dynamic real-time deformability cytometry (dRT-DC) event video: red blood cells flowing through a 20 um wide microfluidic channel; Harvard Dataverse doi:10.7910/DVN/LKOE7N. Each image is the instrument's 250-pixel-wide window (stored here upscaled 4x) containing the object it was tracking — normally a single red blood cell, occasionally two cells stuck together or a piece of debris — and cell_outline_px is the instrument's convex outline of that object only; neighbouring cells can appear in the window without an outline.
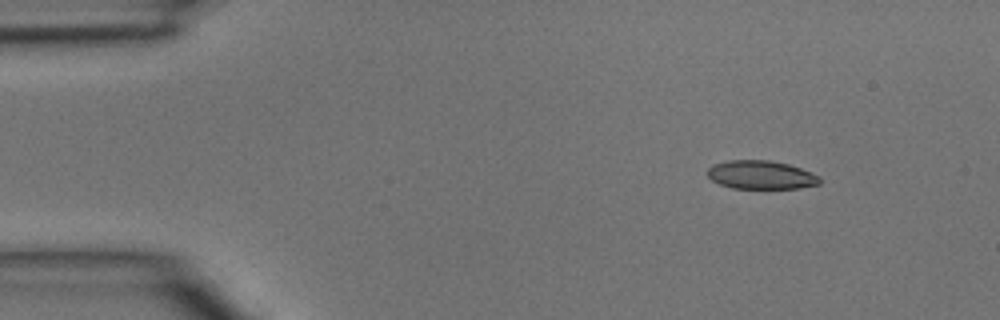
{"species": "common noctule bat (a hibernating species)", "species_latin": "Nyctalus noctula", "temperature_condition": "room temperature", "stored_images_in_passage": 41, "camera_frame_rate_fps": 3000, "um_per_image_px": 0.085, "animal": {"sex": "male", "body_mass_g": 15.6}, "frame": {"image": 1, "passage_image": 2, "time_ms": 0.333, "image_size_px": [1000, 320], "cell_outline_px": [[820, 184], [800, 188], [732, 188], [720, 184], [712, 180], [708, 176], [708, 168], [712, 164], [728, 160], [768, 160], [788, 164], [800, 168], [820, 176]], "centroid_in_image_um": [64.68, 14.86], "position_along_channel_um": 20.3, "area_um2": 18.61}}
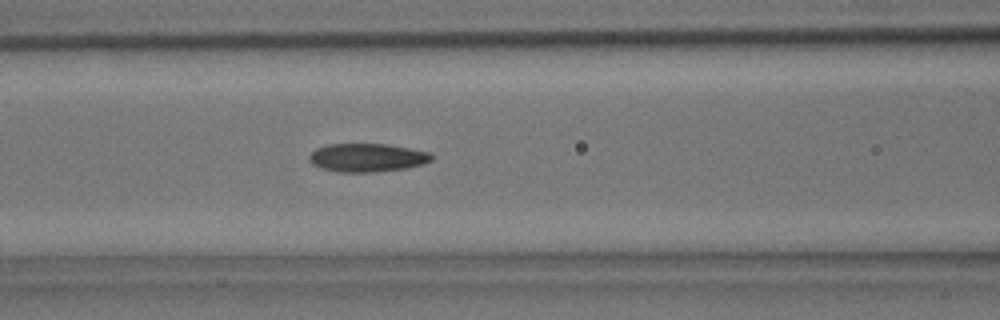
{"frame": {"image": 2, "passage_image": 15, "time_ms": 4.667, "image_size_px": [1000, 320], "cell_outline_px": [[432, 160], [424, 164], [408, 168], [376, 172], [340, 172], [320, 168], [312, 164], [308, 160], [308, 156], [316, 148], [328, 144], [388, 144], [428, 152], [432, 156]], "centroid_in_image_um": [31.19, 13.4], "position_along_channel_um": 135.4, "area_um2": 20.35}}
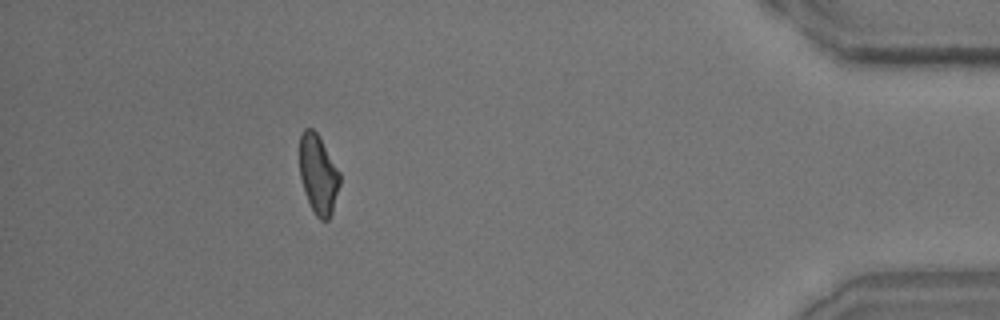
{"frame": {"image": 3, "passage_image": 37, "time_ms": 12.0, "image_size_px": [1000, 320], "cell_outline_px": [[340, 184], [332, 212], [328, 220], [320, 220], [316, 216], [308, 200], [300, 176], [300, 136], [304, 128], [312, 128], [316, 132], [340, 172]], "centroid_in_image_um": [27.06, 14.82], "position_along_channel_um": 408.1, "area_um2": 18.26}}